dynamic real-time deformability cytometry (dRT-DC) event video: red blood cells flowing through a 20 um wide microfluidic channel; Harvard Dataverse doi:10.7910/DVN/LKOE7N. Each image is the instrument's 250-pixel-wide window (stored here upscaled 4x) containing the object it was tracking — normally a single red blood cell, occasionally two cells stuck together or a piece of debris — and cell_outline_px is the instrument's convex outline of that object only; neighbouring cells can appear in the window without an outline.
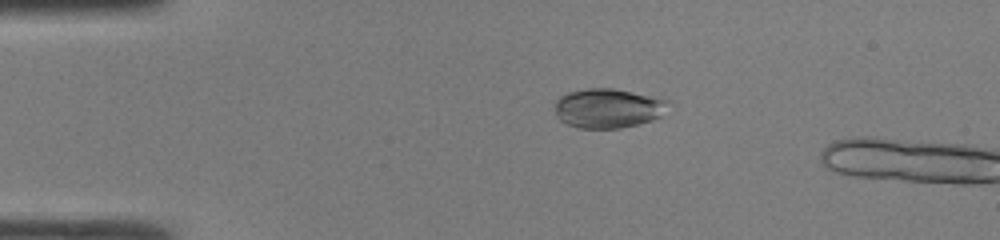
{"species": "common noctule bat (a hibernating species)", "species_latin": "Nyctalus noctula", "temperature_condition": "room temperature", "stored_images_in_passage": 12, "camera_frame_rate_fps": 3000, "um_per_image_px": 0.085, "animal": {"sex": "male", "body_mass_g": 19.0, "forearm_length_mm": 50.8}, "frame": {"image": 1, "passage_image": 10, "time_ms": 3.0, "image_size_px": [1000, 240], "cell_outline_px": [[672, 100], [660, 116], [652, 120], [620, 128], [580, 128], [568, 124], [560, 120], [556, 116], [556, 100], [560, 96], [568, 92], [588, 88], [612, 88], [660, 96]], "centroid_in_image_um": [51.73, 9.17], "position_along_channel_um": 33.3, "area_um2": 26.3}}